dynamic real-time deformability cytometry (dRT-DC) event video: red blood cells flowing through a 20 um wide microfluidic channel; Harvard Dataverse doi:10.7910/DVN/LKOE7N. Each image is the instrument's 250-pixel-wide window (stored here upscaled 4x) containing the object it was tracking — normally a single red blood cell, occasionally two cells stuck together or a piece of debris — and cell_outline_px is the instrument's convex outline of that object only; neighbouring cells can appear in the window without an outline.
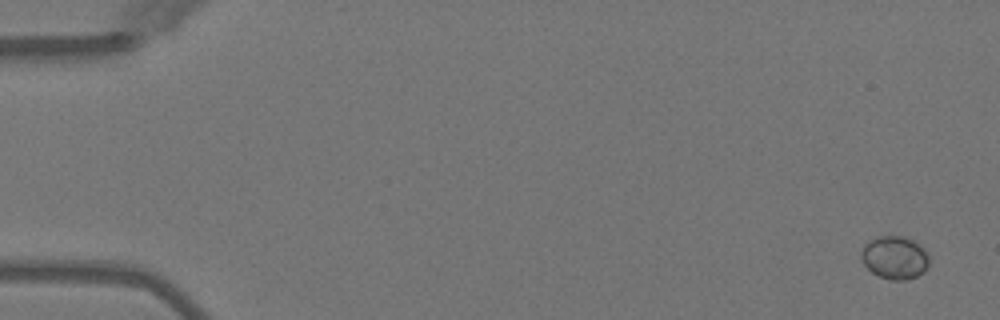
{"species": "Egyptian fruit bat (a non-hibernating species)", "species_latin": "Rousettus aegyptiacus", "temperature_condition": "warm", "stored_images_in_passage": 5, "segment_of_instrument_passage": [1, 2], "camera_frame_rate_fps": 3000, "um_per_image_px": 0.085, "animal": {"sex": "female"}, "frame": {"image": 1, "passage_image": 1, "time_ms": 0.0, "image_size_px": [1000, 320], "cell_outline_px": [[928, 264], [924, 272], [908, 280], [892, 280], [880, 276], [872, 272], [860, 260], [860, 252], [864, 244], [868, 240], [876, 236], [904, 236], [912, 240], [924, 248], [928, 256]], "centroid_in_image_um": [76.02, 21.88], "position_along_channel_um": 9.0, "area_um2": 17.17}}
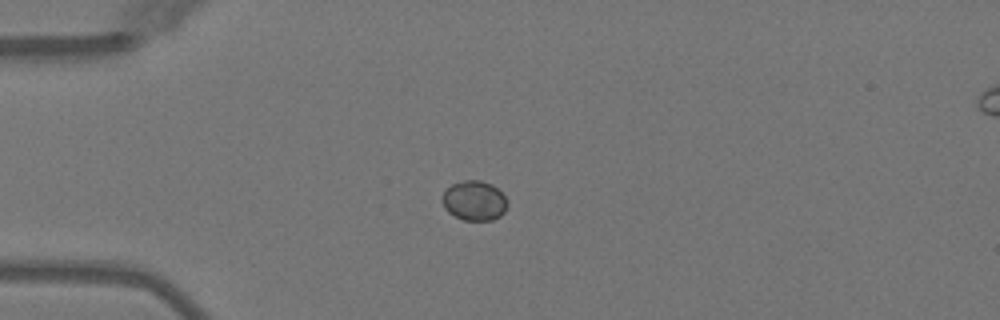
{"frame": {"image": 2, "passage_image": 4, "time_ms": 4.0, "image_size_px": [1000, 320], "cell_outline_px": [[508, 204], [504, 212], [500, 216], [492, 220], [464, 220], [448, 212], [444, 208], [440, 200], [440, 196], [452, 184], [464, 180], [480, 180], [492, 184], [504, 196]], "centroid_in_image_um": [40.29, 17.05], "position_along_channel_um": 44.7, "area_um2": 15.14}}